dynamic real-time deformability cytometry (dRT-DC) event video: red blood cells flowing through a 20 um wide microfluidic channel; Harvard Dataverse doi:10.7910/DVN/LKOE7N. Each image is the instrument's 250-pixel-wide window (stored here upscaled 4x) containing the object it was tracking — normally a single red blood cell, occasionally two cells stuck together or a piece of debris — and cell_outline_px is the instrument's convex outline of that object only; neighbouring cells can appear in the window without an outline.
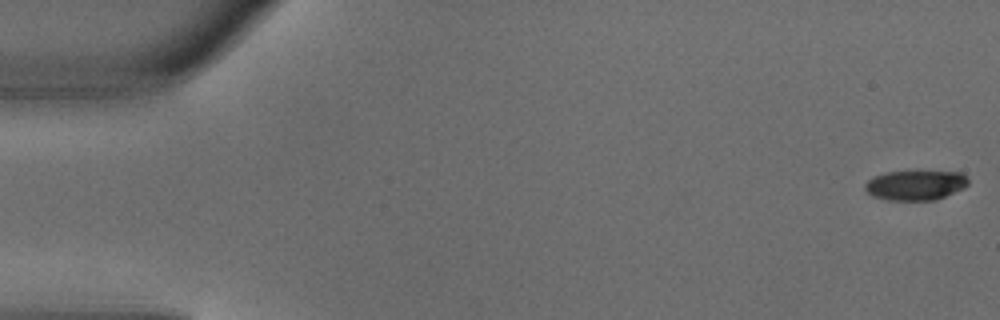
{"species": "common noctule bat (a hibernating species)", "species_latin": "Nyctalus noctula", "temperature_condition": "warm", "stored_images_in_passage": 6, "camera_frame_rate_fps": 3000, "um_per_image_px": 0.085, "animal": {"sex": "male", "body_mass_g": 18.8}, "frame": {"image": 1, "passage_image": 1, "time_ms": 0.0, "image_size_px": [1000, 320], "cell_outline_px": [[968, 184], [964, 188], [936, 200], [888, 200], [872, 196], [864, 188], [864, 184], [872, 176], [888, 172], [964, 172], [968, 180]], "centroid_in_image_um": [77.81, 15.75], "position_along_channel_um": 7.2, "area_um2": 17.92}}
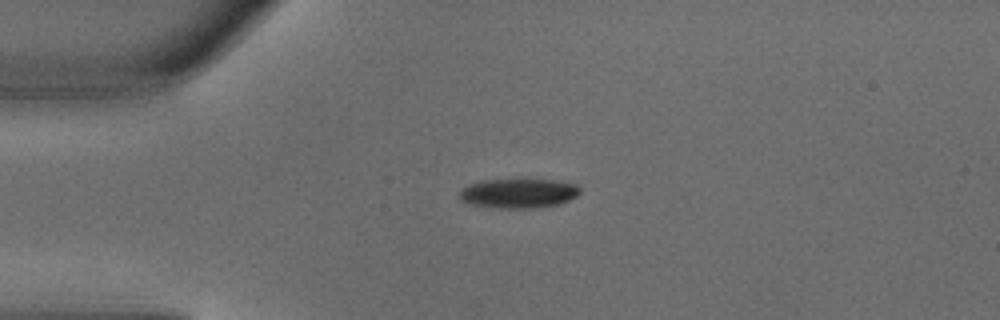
{"frame": {"image": 2, "passage_image": 4, "time_ms": 1.0, "image_size_px": [1000, 320], "cell_outline_px": [[580, 192], [576, 196], [560, 204], [536, 208], [500, 208], [472, 204], [460, 200], [460, 192], [468, 184], [488, 180], [552, 180], [576, 184], [580, 188]], "centroid_in_image_um": [44.1, 16.44], "position_along_channel_um": 40.9, "area_um2": 20.4}}
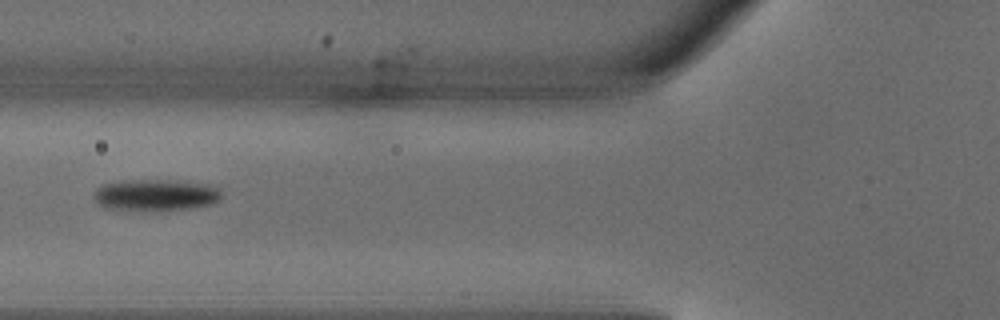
{"frame": {"image": 3, "passage_image": 6, "time_ms": 1.667, "image_size_px": [1000, 320], "cell_outline_px": [[220, 196], [212, 204], [196, 208], [160, 212], [104, 208], [96, 204], [92, 196], [104, 184], [124, 180], [176, 180], [204, 184], [220, 188]], "centroid_in_image_um": [13.21, 16.61], "position_along_channel_um": 112.6, "area_um2": 23.93}}